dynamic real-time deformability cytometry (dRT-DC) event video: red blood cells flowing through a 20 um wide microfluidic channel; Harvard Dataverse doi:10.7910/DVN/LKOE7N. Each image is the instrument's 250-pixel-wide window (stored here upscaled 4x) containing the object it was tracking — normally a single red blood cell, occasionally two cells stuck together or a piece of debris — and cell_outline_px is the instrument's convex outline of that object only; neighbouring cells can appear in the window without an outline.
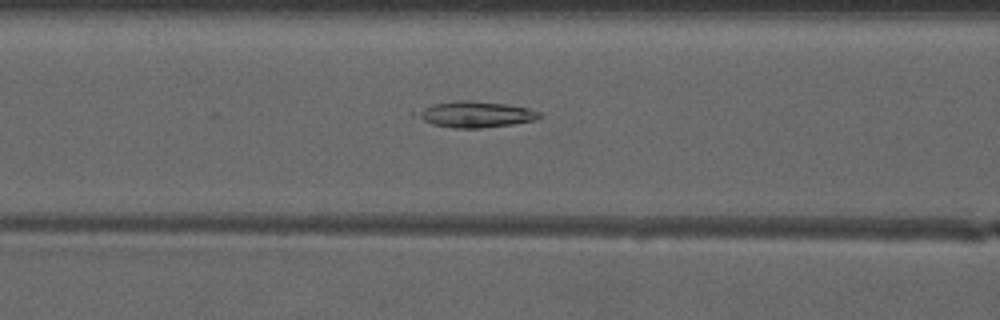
{"species": "common noctule bat (a hibernating species)", "species_latin": "Nyctalus noctula", "temperature_condition": "warm", "stored_images_in_passage": 50, "camera_frame_rate_fps": 3000, "um_per_image_px": 0.085, "animal": {"sex": "male", "forearm_length_mm": 52.5}, "frame": {"image": 1, "passage_image": 22, "time_ms": 7.0, "image_size_px": [1000, 320], "cell_outline_px": [[540, 116], [536, 120], [512, 124], [480, 128], [452, 128], [432, 124], [412, 116], [412, 112], [432, 104], [452, 100], [472, 100], [504, 104], [528, 108], [540, 112]], "centroid_in_image_um": [40.31, 9.71], "position_along_channel_um": 126.3, "area_um2": 18.84}}
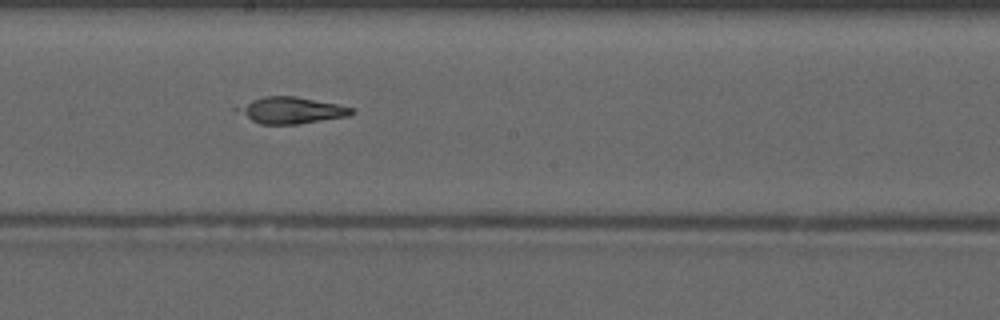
{"frame": {"image": 2, "passage_image": 29, "time_ms": 9.333, "image_size_px": [1000, 320], "cell_outline_px": [[352, 112], [348, 116], [300, 124], [260, 124], [252, 120], [232, 108], [252, 100], [264, 96], [296, 96], [336, 104], [352, 108]], "centroid_in_image_um": [24.71, 9.37], "position_along_channel_um": 223.5, "area_um2": 17.4}}
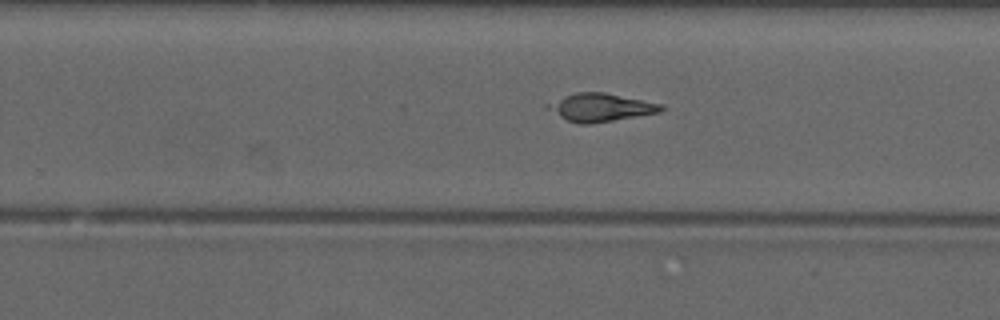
{"frame": {"image": 3, "passage_image": 33, "time_ms": 10.667, "image_size_px": [1000, 320], "cell_outline_px": [[664, 112], [592, 124], [580, 124], [568, 120], [544, 108], [544, 104], [564, 96], [576, 92], [604, 92], [664, 104]], "centroid_in_image_um": [51.08, 9.13], "position_along_channel_um": 278.7, "area_um2": 18.79}, "authors_computed_cell_mechanics": {"area_um2": 18.8428, "velocity_mm_per_s": 4.1749, "shape_relaxation_time_tau1_ms": null, "shape_relaxation_time_tau2_ms": 2.4512, "deformation_change_tau1": null, "deformation_change_tau2": 0.0612}}